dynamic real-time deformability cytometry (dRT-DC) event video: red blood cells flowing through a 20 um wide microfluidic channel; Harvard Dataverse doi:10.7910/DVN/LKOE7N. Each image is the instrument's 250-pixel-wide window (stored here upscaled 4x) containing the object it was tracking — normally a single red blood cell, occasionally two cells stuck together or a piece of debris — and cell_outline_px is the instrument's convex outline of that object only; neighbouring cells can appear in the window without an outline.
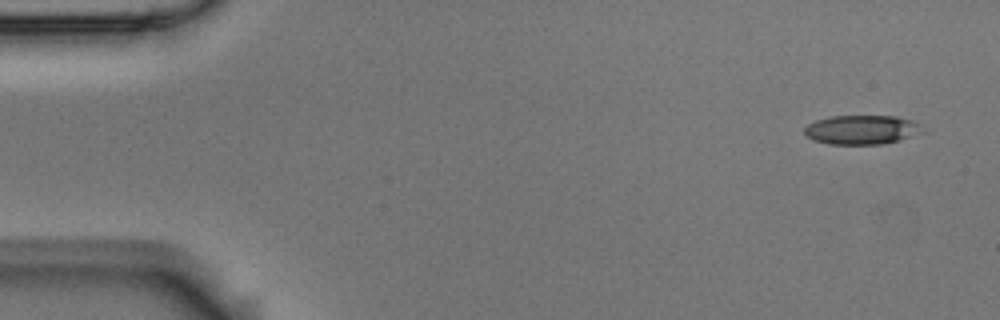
{"species": "Egyptian fruit bat (a non-hibernating species)", "species_latin": "Rousettus aegyptiacus", "temperature_condition": "room temperature", "stored_images_in_passage": 5, "camera_frame_rate_fps": 3000, "um_per_image_px": 0.085, "animal": {"sex": "male"}, "frame": {"image": 1, "passage_image": 1, "time_ms": 0.0, "image_size_px": [1000, 320], "cell_outline_px": [[928, 132], [900, 140], [884, 144], [828, 144], [812, 140], [804, 132], [804, 128], [808, 124], [816, 120], [832, 116], [896, 116], [912, 120]], "centroid_in_image_um": [73.29, 11.03], "position_along_channel_um": 11.7, "area_um2": 20.29}}
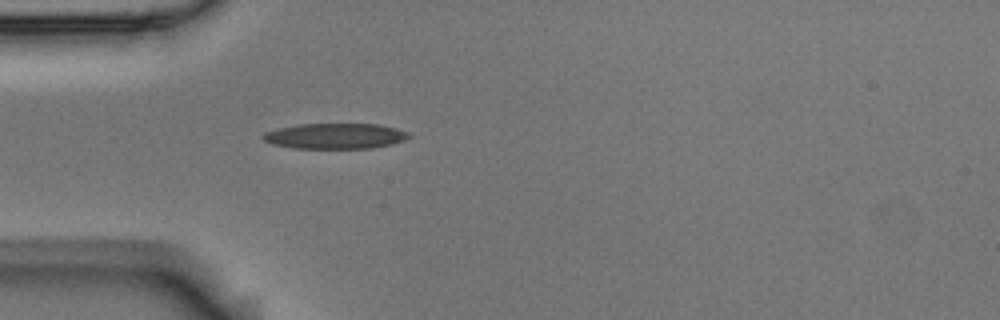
{"frame": {"image": 2, "passage_image": 5, "time_ms": 1.333, "image_size_px": [1000, 320], "cell_outline_px": [[412, 136], [404, 140], [392, 144], [372, 148], [296, 148], [272, 144], [264, 140], [260, 136], [264, 132], [280, 128], [300, 124], [380, 124], [396, 128], [408, 132]], "centroid_in_image_um": [28.51, 11.56], "position_along_channel_um": 56.5, "area_um2": 21.68}}